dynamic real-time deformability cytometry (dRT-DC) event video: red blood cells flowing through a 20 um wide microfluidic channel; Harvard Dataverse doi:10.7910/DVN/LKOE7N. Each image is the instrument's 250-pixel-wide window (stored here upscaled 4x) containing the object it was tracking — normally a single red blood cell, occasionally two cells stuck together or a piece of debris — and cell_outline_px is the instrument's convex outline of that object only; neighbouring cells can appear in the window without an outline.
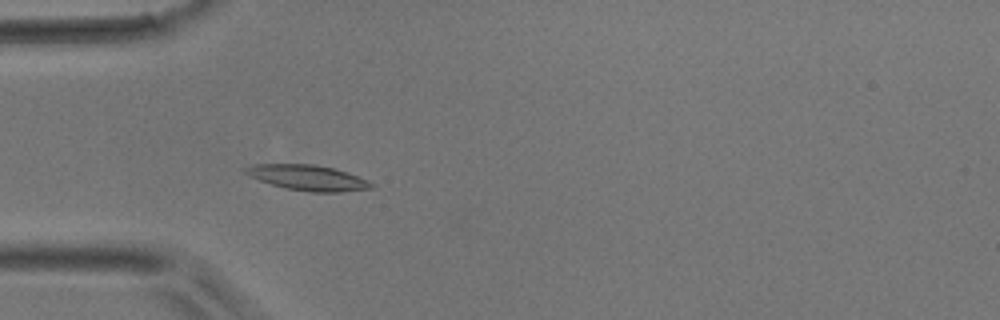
{"species": "common noctule bat (a hibernating species)", "species_latin": "Nyctalus noctula", "temperature_condition": "room temperature", "stored_images_in_passage": 49, "camera_frame_rate_fps": 3000, "um_per_image_px": 0.085, "animal": {"sex": "male", "body_mass_g": 17.9}, "frame": {"image": 1, "passage_image": 14, "time_ms": 4.333, "image_size_px": [1000, 320], "cell_outline_px": [[376, 184], [372, 188], [340, 192], [312, 192], [284, 188], [260, 180], [244, 172], [244, 168], [252, 164], [316, 164], [332, 168], [368, 180]], "centroid_in_image_um": [26.17, 15.1], "position_along_channel_um": 58.8, "area_um2": 18.44}}
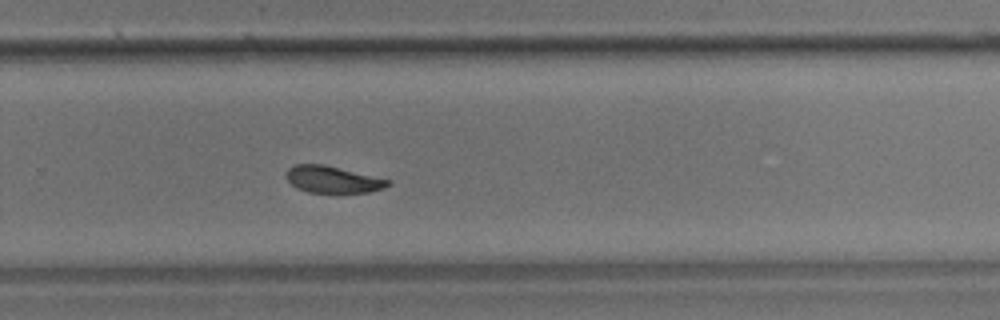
{"frame": {"image": 2, "passage_image": 32, "time_ms": 10.333, "image_size_px": [1000, 320], "cell_outline_px": [[392, 184], [384, 188], [368, 192], [308, 192], [296, 188], [288, 180], [288, 168], [296, 164], [324, 164], [392, 180]], "centroid_in_image_um": [28.33, 15.25], "position_along_channel_um": 301.5, "area_um2": 15.78}}
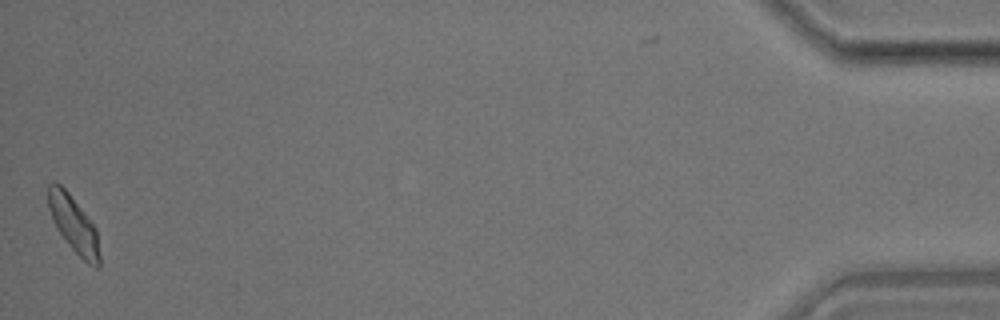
{"frame": {"image": 3, "passage_image": 48, "time_ms": 15.667, "image_size_px": [1000, 320], "cell_outline_px": [[100, 268], [96, 268], [88, 264], [72, 248], [56, 228], [52, 220], [48, 208], [48, 184], [60, 184], [68, 192], [96, 228], [100, 256]], "centroid_in_image_um": [6.27, 19.1], "position_along_channel_um": 428.9, "area_um2": 16.59}}